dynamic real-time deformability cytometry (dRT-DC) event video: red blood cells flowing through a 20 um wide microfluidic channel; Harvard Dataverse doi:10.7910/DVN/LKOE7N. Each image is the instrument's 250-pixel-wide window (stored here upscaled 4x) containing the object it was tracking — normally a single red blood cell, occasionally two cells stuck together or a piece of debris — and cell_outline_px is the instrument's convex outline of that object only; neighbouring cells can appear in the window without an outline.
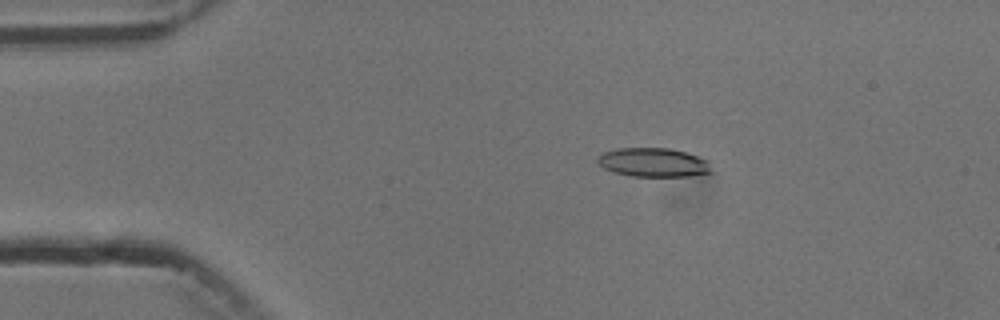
{"species": "common noctule bat (a hibernating species)", "species_latin": "Nyctalus noctula", "temperature_condition": "cold", "stored_images_in_passage": 4, "camera_frame_rate_fps": 3000, "um_per_image_px": 0.085, "animal": {"sex": "male", "body_mass_g": 13.3}, "frame": {"image": 1, "passage_image": 3, "time_ms": 2.333, "image_size_px": [1000, 320], "cell_outline_px": [[716, 172], [688, 176], [632, 176], [616, 172], [604, 168], [596, 160], [604, 152], [620, 148], [668, 148], [688, 152], [708, 160]], "centroid_in_image_um": [55.63, 13.81], "position_along_channel_um": 29.4, "area_um2": 19.25}}